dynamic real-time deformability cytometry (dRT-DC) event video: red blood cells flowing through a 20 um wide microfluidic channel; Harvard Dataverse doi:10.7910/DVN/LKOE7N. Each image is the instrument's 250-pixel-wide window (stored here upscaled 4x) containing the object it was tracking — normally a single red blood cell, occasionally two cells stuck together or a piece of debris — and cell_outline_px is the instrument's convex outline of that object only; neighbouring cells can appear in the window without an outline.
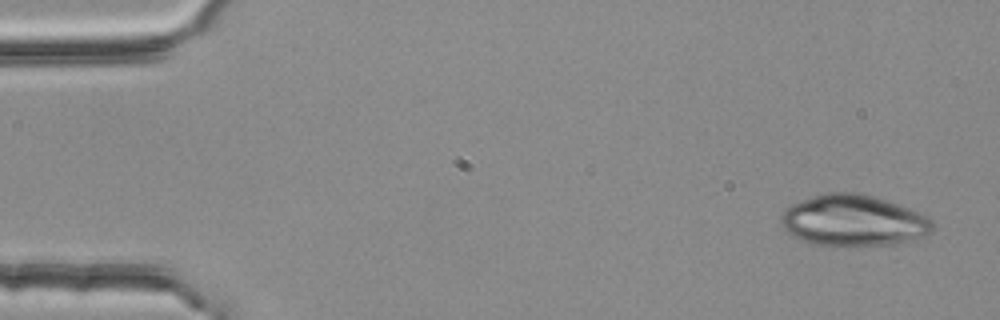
{"species": "common noctule bat (a hibernating species)", "species_latin": "Nyctalus noctula", "temperature_condition": "room temperature", "stored_images_in_passage": 3, "camera_frame_rate_fps": 3000, "um_per_image_px": 0.085, "animal": {"sex": "female", "body_mass_g": 25.1}, "frame": {"image": 1, "passage_image": 1, "time_ms": 0.0, "image_size_px": [1000, 320], "cell_outline_px": [[932, 232], [924, 236], [904, 244], [820, 244], [804, 240], [792, 236], [784, 228], [780, 220], [780, 216], [792, 204], [824, 192], [856, 192], [888, 200], [900, 204], [932, 220]], "centroid_in_image_um": [72.57, 18.72], "position_along_channel_um": 12.4, "area_um2": 44.56}}